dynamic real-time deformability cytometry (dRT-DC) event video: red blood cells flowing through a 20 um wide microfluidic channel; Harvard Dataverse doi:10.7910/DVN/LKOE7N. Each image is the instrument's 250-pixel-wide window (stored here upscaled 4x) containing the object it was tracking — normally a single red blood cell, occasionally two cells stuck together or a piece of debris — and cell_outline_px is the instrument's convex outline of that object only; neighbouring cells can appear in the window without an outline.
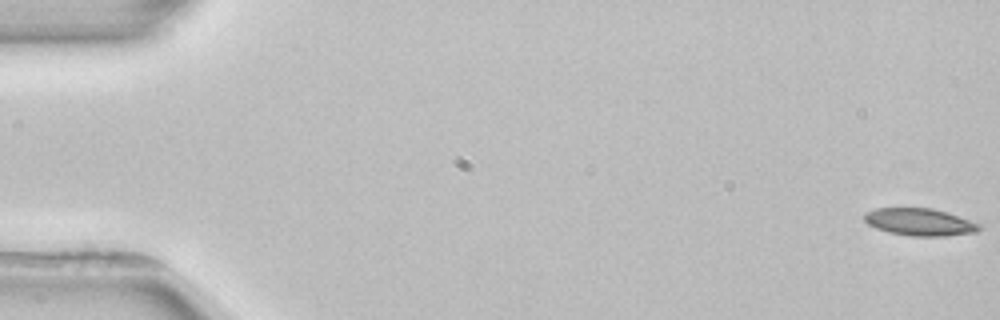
{"species": "common noctule bat (a hibernating species)", "species_latin": "Nyctalus noctula", "temperature_condition": "room temperature", "stored_images_in_passage": 5, "camera_frame_rate_fps": 3000, "um_per_image_px": 0.085, "animal": {"sex": "female", "body_mass_g": 22.7, "forearm_length_mm": 54.2}, "frame": {"image": 1, "passage_image": 1, "time_ms": 0.0, "image_size_px": [1000, 320], "cell_outline_px": [[980, 228], [976, 232], [944, 236], [912, 236], [888, 232], [876, 228], [868, 224], [864, 220], [864, 212], [876, 208], [932, 208], [980, 224]], "centroid_in_image_um": [78.11, 18.87], "position_along_channel_um": 6.9, "area_um2": 18.03}}
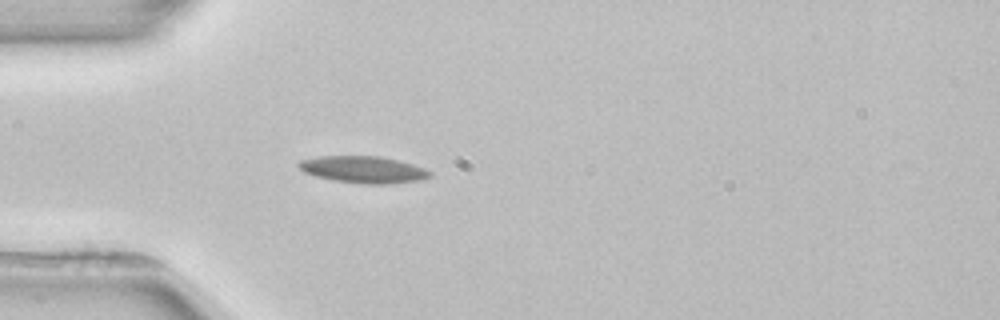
{"frame": {"image": 2, "passage_image": 5, "time_ms": 5.0, "image_size_px": [1000, 320], "cell_outline_px": [[432, 176], [420, 180], [388, 184], [360, 184], [332, 180], [316, 176], [304, 172], [296, 164], [300, 160], [316, 156], [380, 156], [412, 164], [424, 168], [432, 172]], "centroid_in_image_um": [30.87, 14.41], "position_along_channel_um": 54.1, "area_um2": 20.63}}